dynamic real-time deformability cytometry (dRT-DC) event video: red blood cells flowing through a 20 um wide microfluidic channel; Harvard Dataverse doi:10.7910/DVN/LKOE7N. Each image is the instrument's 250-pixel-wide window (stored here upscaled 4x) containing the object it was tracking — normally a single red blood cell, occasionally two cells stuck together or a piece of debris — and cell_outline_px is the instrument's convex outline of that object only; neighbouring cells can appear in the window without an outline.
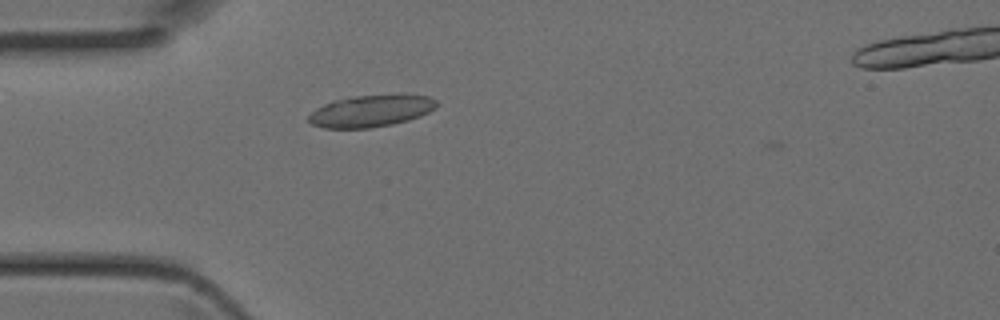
{"species": "Egyptian fruit bat (a non-hibernating species)", "species_latin": "Rousettus aegyptiacus", "temperature_condition": "room temperature", "stored_images_in_passage": 6, "camera_frame_rate_fps": 3000, "um_per_image_px": 0.085, "animal": {"sex": "female"}, "frame": {"image": 1, "passage_image": 5, "time_ms": 1.333, "image_size_px": [1000, 320], "cell_outline_px": [[436, 108], [420, 116], [408, 120], [392, 124], [368, 128], [324, 128], [312, 124], [308, 120], [308, 116], [316, 108], [332, 100], [352, 96], [404, 92], [428, 96], [436, 100]], "centroid_in_image_um": [31.56, 9.39], "position_along_channel_um": 53.4, "area_um2": 24.33}}